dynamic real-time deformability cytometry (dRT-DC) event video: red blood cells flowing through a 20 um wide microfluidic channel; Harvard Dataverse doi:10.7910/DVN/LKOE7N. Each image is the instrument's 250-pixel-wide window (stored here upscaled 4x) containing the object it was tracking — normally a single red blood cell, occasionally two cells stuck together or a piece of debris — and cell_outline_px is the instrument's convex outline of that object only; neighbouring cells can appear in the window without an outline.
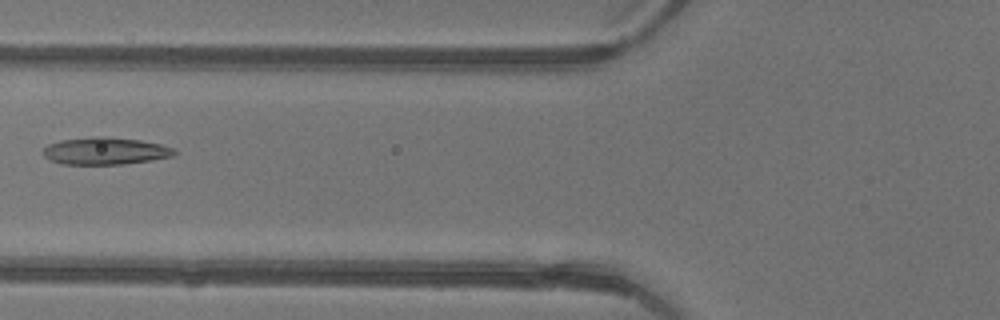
{"species": "common noctule bat (a hibernating species)", "species_latin": "Nyctalus noctula", "temperature_condition": "warm", "stored_images_in_passage": 6, "camera_frame_rate_fps": 3000, "um_per_image_px": 0.085, "animal": {"sex": "female"}, "frame": {"image": 1, "passage_image": 6, "time_ms": 1.667, "image_size_px": [1000, 320], "cell_outline_px": [[176, 152], [172, 156], [152, 160], [124, 164], [60, 164], [44, 156], [40, 152], [48, 144], [60, 140], [96, 136], [104, 136], [140, 140], [160, 144], [176, 148]], "centroid_in_image_um": [8.93, 12.83], "position_along_channel_um": 116.9, "area_um2": 20.92}}